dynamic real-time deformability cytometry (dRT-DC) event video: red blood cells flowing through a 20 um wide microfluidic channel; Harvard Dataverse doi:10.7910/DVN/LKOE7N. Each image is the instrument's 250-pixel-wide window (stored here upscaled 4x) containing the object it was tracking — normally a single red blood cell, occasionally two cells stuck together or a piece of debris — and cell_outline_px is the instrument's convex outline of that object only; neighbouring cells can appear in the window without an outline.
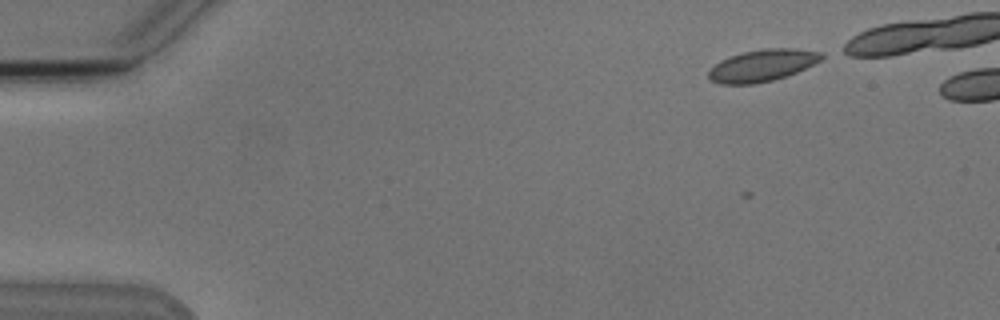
{"species": "Egyptian fruit bat (a non-hibernating species)", "species_latin": "Rousettus aegyptiacus", "temperature_condition": "cold", "stored_images_in_passage": 2, "camera_frame_rate_fps": 3000, "um_per_image_px": 0.085, "animal": {"sex": "male"}, "frame": {"image": 1, "passage_image": 1, "time_ms": 0.0, "image_size_px": [1000, 320], "cell_outline_px": [[824, 56], [820, 60], [796, 72], [772, 80], [756, 84], [720, 84], [712, 80], [708, 76], [708, 72], [720, 60], [744, 52], [764, 48], [796, 48], [824, 52]], "centroid_in_image_um": [64.81, 5.55], "position_along_channel_um": 20.2, "area_um2": 20.75}}